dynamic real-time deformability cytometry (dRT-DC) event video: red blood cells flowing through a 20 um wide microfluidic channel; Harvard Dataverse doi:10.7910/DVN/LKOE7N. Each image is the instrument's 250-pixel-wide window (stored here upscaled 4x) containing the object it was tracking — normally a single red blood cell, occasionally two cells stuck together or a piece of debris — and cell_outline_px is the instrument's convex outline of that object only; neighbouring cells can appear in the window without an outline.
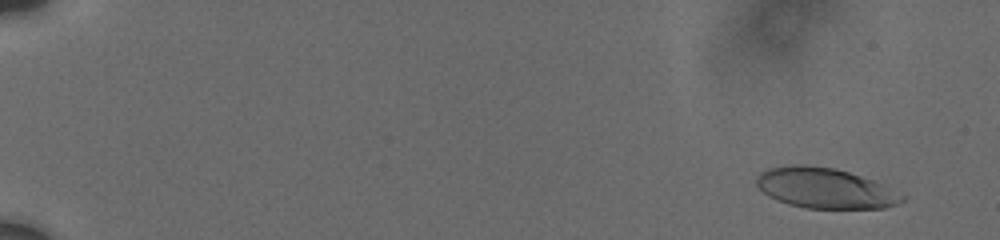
{"species": "human", "species_latin": "Homo sapiens", "temperature_condition": "cold", "stored_images_in_passage": 21, "camera_frame_rate_fps": 3000, "um_per_image_px": 0.085, "donor": {"sex": "male"}, "frame": {"image": 1, "passage_image": 2, "time_ms": 0.667, "image_size_px": [1000, 240], "cell_outline_px": [[908, 196], [904, 200], [896, 204], [884, 208], [804, 208], [788, 204], [776, 200], [768, 196], [756, 184], [756, 180], [760, 172], [768, 168], [788, 164], [808, 164], [836, 168], [872, 180]], "centroid_in_image_um": [70.11, 15.98], "position_along_channel_um": 14.9, "area_um2": 34.39}}
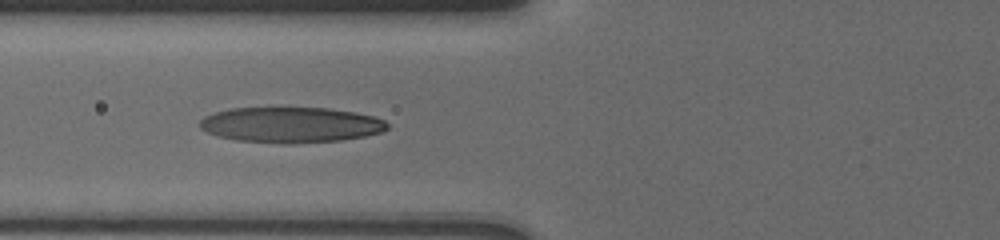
{"frame": {"image": 2, "passage_image": 16, "time_ms": 7.667, "image_size_px": [1000, 240], "cell_outline_px": [[388, 128], [384, 132], [364, 136], [340, 140], [292, 144], [284, 144], [236, 140], [220, 136], [208, 132], [200, 128], [200, 120], [204, 116], [228, 108], [272, 104], [328, 108], [352, 112], [372, 116], [384, 120], [388, 124]], "centroid_in_image_um": [24.68, 10.56], "position_along_channel_um": 101.1, "area_um2": 40.23}}
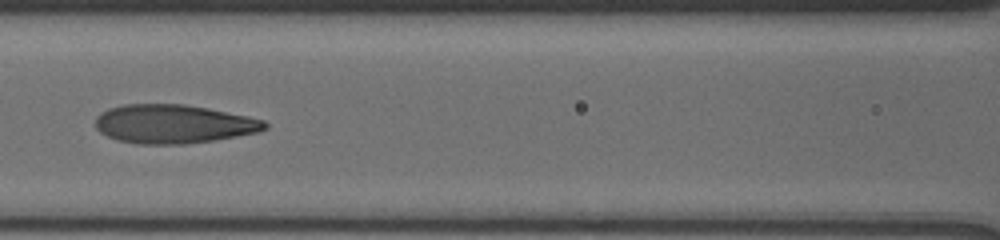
{"frame": {"image": 3, "passage_image": 19, "time_ms": 9.0, "image_size_px": [1000, 240], "cell_outline_px": [[268, 128], [260, 132], [212, 140], [184, 144], [140, 144], [116, 140], [100, 132], [96, 128], [96, 116], [100, 112], [108, 108], [124, 104], [184, 104], [208, 108], [248, 116], [264, 120], [268, 124]], "centroid_in_image_um": [14.74, 10.53], "position_along_channel_um": 151.9, "area_um2": 38.38}}